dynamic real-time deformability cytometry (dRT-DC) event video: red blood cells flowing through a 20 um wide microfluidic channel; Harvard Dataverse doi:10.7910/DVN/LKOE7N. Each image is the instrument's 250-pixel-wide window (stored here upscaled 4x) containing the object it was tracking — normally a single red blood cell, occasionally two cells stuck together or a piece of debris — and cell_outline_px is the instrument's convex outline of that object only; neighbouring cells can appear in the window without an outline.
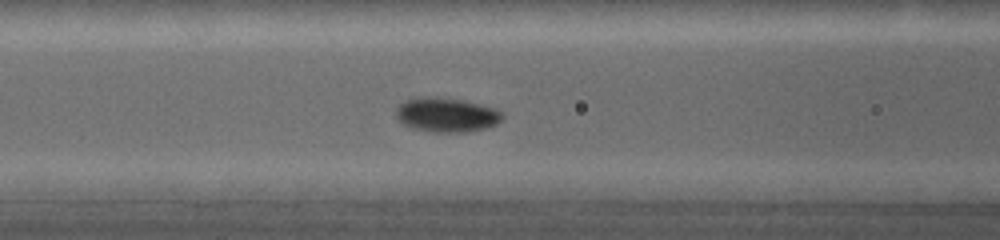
{"species": "common noctule bat (a hibernating species)", "species_latin": "Nyctalus noctula", "temperature_condition": "warm", "stored_images_in_passage": 12, "camera_frame_rate_fps": 5000, "um_per_image_px": 0.085, "animal": {"sex": "female", "body_mass_g": 19.0, "forearm_length_mm": 53.3}, "frame": {"image": 1, "passage_image": 9, "time_ms": 4.2, "image_size_px": [1000, 240], "cell_outline_px": [[504, 116], [496, 124], [484, 128], [468, 132], [432, 132], [412, 128], [404, 124], [396, 116], [396, 108], [404, 100], [416, 96], [436, 96], [464, 100], [496, 108]], "centroid_in_image_um": [37.93, 9.74], "position_along_channel_um": 128.7, "area_um2": 21.5}}
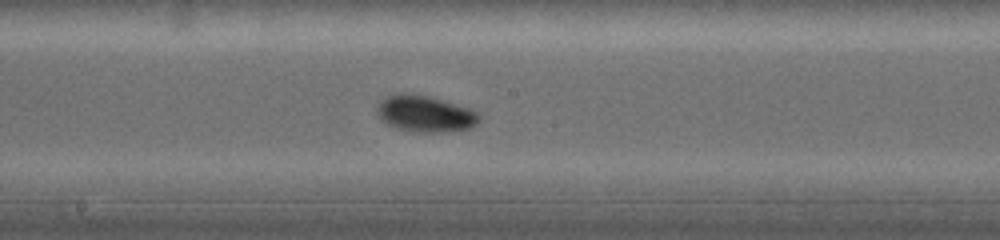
{"frame": {"image": 2, "passage_image": 12, "time_ms": 6.2, "image_size_px": [1000, 240], "cell_outline_px": [[480, 120], [476, 124], [468, 128], [444, 132], [412, 132], [396, 128], [388, 124], [376, 112], [376, 108], [380, 100], [396, 92], [412, 92], [444, 100], [468, 108], [476, 112], [480, 116]], "centroid_in_image_um": [36.1, 9.65], "position_along_channel_um": 212.1, "area_um2": 21.79}}